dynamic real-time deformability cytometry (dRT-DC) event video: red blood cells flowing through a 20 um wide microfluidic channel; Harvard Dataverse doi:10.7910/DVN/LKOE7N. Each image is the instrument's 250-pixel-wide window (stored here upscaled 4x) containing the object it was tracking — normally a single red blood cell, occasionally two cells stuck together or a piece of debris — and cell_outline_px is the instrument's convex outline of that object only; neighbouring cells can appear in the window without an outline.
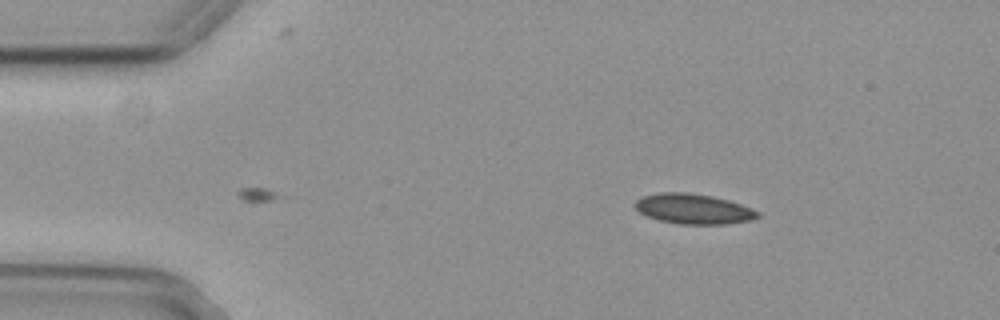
{"species": "common noctule bat (a hibernating species)", "species_latin": "Nyctalus noctula", "temperature_condition": "cold", "stored_images_in_passage": 5, "camera_frame_rate_fps": 3000, "um_per_image_px": 0.085, "animal": {"sex": "female", "body_mass_g": 29.2, "forearm_length_mm": 56.3}, "frame": {"image": 1, "passage_image": 5, "time_ms": 1.333, "image_size_px": [1000, 320], "cell_outline_px": [[760, 216], [752, 220], [728, 224], [680, 224], [660, 220], [648, 216], [640, 212], [632, 204], [636, 200], [644, 196], [660, 192], [688, 192], [712, 196], [728, 200], [740, 204], [760, 212]], "centroid_in_image_um": [58.95, 17.75], "position_along_channel_um": 26.0, "area_um2": 21.5}}